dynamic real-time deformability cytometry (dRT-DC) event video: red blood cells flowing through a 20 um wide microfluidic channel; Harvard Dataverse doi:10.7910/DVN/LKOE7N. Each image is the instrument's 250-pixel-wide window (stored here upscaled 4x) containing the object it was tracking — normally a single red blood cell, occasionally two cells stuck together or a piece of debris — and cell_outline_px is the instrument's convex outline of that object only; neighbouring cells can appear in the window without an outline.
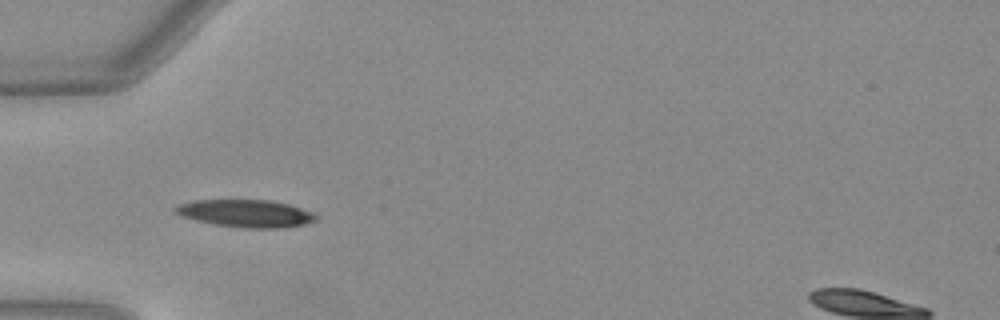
{"species": "Egyptian fruit bat (a non-hibernating species)", "species_latin": "Rousettus aegyptiacus", "temperature_condition": "warm", "stored_images_in_passage": 15, "camera_frame_rate_fps": 3000, "um_per_image_px": 0.085, "animal": {"sex": "female"}, "frame": {"image": 1, "passage_image": 3, "time_ms": 0.667, "image_size_px": [1000, 320], "cell_outline_px": [[320, 216], [316, 220], [304, 224], [280, 228], [244, 228], [216, 224], [196, 220], [184, 216], [176, 212], [172, 208], [180, 204], [196, 200], [272, 200], [288, 204], [316, 212]], "centroid_in_image_um": [20.98, 18.13], "position_along_channel_um": 64.0, "area_um2": 22.48}}